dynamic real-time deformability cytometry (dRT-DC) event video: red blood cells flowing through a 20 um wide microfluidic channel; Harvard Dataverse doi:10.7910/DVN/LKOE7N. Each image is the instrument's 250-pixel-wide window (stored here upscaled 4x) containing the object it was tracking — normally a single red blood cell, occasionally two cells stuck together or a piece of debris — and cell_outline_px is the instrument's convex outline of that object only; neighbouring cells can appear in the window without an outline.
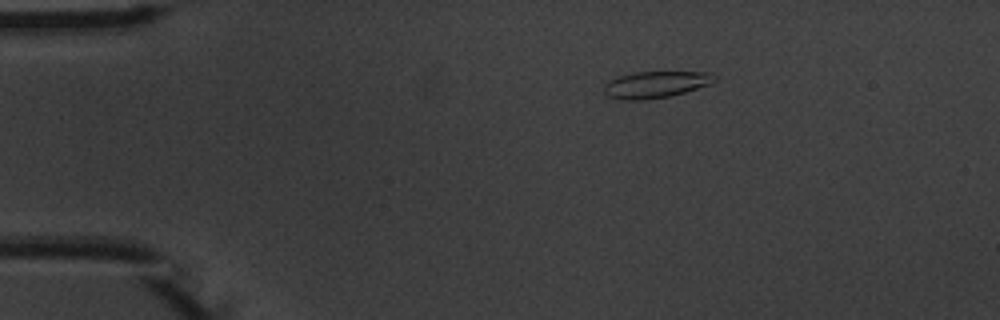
{"species": "common noctule bat (a hibernating species)", "species_latin": "Nyctalus noctula", "temperature_condition": "warm", "stored_images_in_passage": 5, "camera_frame_rate_fps": 3000, "um_per_image_px": 0.085, "animal": {"sex": "male", "body_mass_g": 20.1, "forearm_length_mm": 53.5}, "frame": {"image": 1, "passage_image": 1, "time_ms": 0.0, "image_size_px": [1000, 320], "cell_outline_px": [[716, 80], [708, 84], [684, 92], [668, 96], [640, 100], [624, 100], [608, 96], [604, 92], [604, 84], [608, 80], [616, 76], [636, 72], [708, 72], [716, 76]], "centroid_in_image_um": [55.67, 7.17], "position_along_channel_um": 29.3, "area_um2": 16.99}}
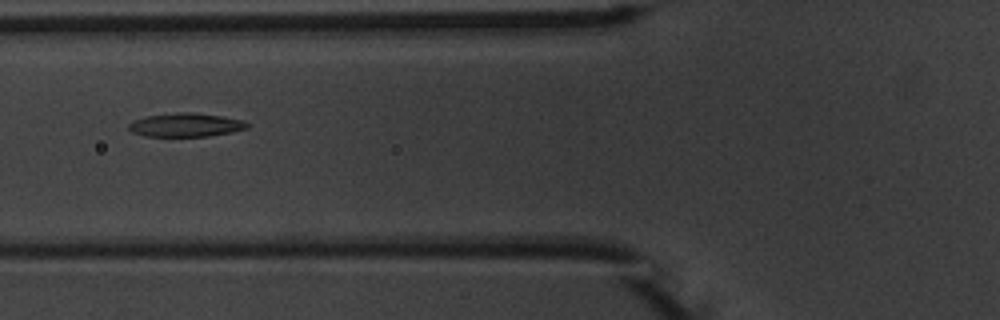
{"frame": {"image": 2, "passage_image": 4, "time_ms": 3.667, "image_size_px": [1000, 320], "cell_outline_px": [[248, 128], [232, 132], [208, 136], [144, 136], [132, 132], [128, 128], [128, 124], [132, 120], [148, 116], [180, 112], [196, 112], [244, 120], [248, 124]], "centroid_in_image_um": [15.78, 10.62], "position_along_channel_um": 110.0, "area_um2": 16.3}}
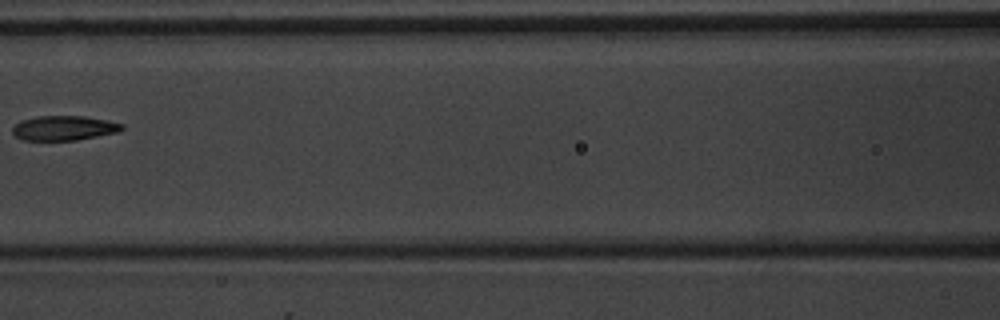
{"frame": {"image": 3, "passage_image": 5, "time_ms": 5.0, "image_size_px": [1000, 320], "cell_outline_px": [[124, 128], [120, 132], [76, 140], [24, 140], [16, 136], [12, 132], [12, 128], [20, 120], [36, 116], [84, 116], [108, 120], [124, 124]], "centroid_in_image_um": [5.46, 10.88], "position_along_channel_um": 161.1, "area_um2": 15.84}}